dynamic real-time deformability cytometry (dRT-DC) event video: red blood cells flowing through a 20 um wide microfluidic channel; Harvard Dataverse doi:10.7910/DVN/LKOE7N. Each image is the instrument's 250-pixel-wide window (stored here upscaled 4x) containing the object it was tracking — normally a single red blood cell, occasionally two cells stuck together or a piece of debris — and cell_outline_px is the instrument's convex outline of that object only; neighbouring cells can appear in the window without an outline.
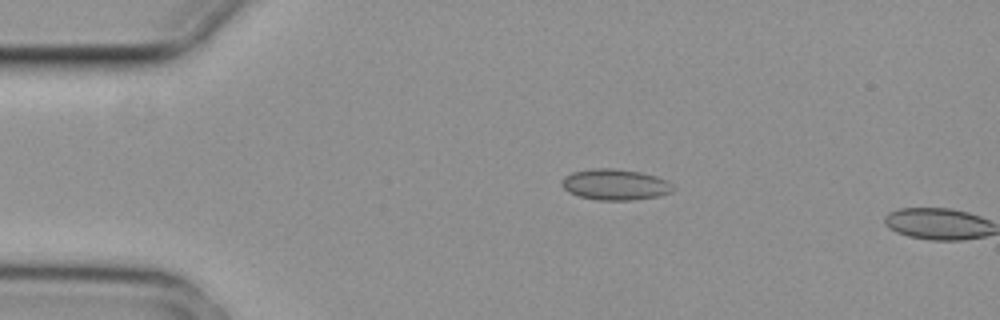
{"species": "common noctule bat (a hibernating species)", "species_latin": "Nyctalus noctula", "temperature_condition": "cold", "stored_images_in_passage": 4, "camera_frame_rate_fps": 3000, "um_per_image_px": 0.085, "animal": {"sex": "female", "body_mass_g": 29.2, "forearm_length_mm": 56.3}, "frame": {"image": 1, "passage_image": 3, "time_ms": 0.667, "image_size_px": [1000, 320], "cell_outline_px": [[676, 188], [672, 192], [660, 196], [636, 200], [596, 200], [580, 196], [568, 192], [560, 184], [564, 176], [572, 172], [592, 168], [612, 168], [640, 172], [656, 176], [668, 180]], "centroid_in_image_um": [52.31, 15.69], "position_along_channel_um": 32.7, "area_um2": 20.35}}